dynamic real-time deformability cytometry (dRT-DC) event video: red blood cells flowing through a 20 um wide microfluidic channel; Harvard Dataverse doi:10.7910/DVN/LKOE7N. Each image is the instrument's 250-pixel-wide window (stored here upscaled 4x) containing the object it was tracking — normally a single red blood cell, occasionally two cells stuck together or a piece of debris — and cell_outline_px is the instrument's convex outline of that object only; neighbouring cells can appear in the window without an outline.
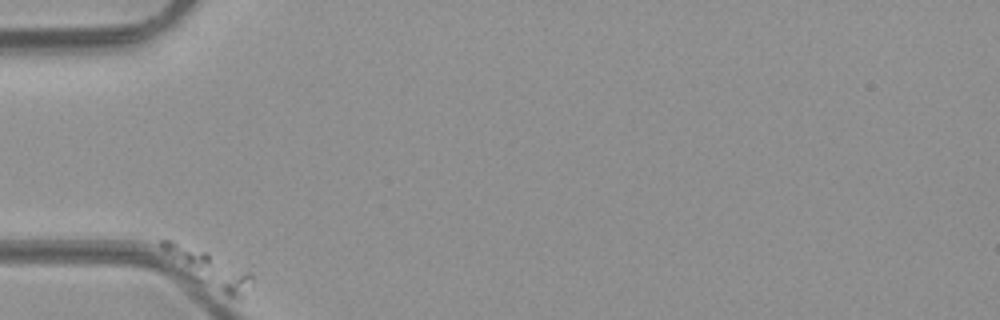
{"species": "common noctule bat (a hibernating species)", "species_latin": "Nyctalus noctula", "temperature_condition": "room temperature", "stored_images_in_passage": 39, "camera_frame_rate_fps": 3000, "um_per_image_px": 0.085, "animal": {"sex": "male", "body_mass_g": 23.1, "forearm_length_mm": 52.7}, "frame": {"image": 1, "passage_image": 1, "time_ms": 0.0, "image_size_px": [1000, 320], "cell_outline_px": [[256, 280], [240, 296], [228, 296], [192, 280], [160, 248], [160, 240], [172, 240], [208, 252], [252, 272]], "centroid_in_image_um": [17.77, 22.84], "position_along_channel_um": 67.2, "area_um2": 18.84}}
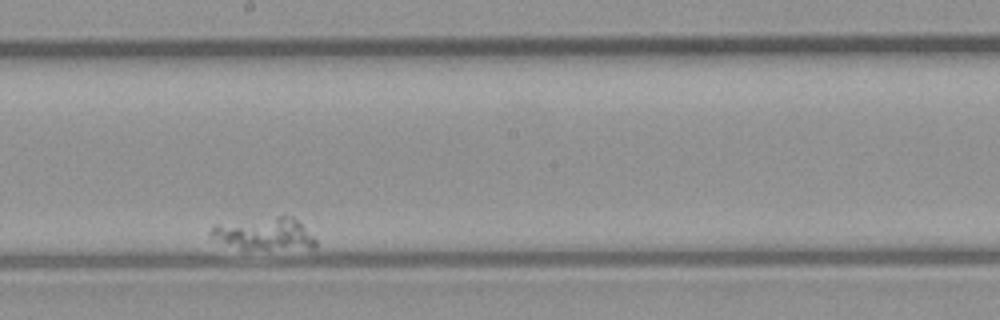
{"frame": {"image": 2, "passage_image": 23, "time_ms": 7.333, "image_size_px": [1000, 320], "cell_outline_px": [[316, 248], [240, 248], [212, 236], [208, 232], [216, 224], [284, 212], [292, 216], [316, 240]], "centroid_in_image_um": [22.52, 19.78], "position_along_channel_um": 225.7, "area_um2": 19.71}}
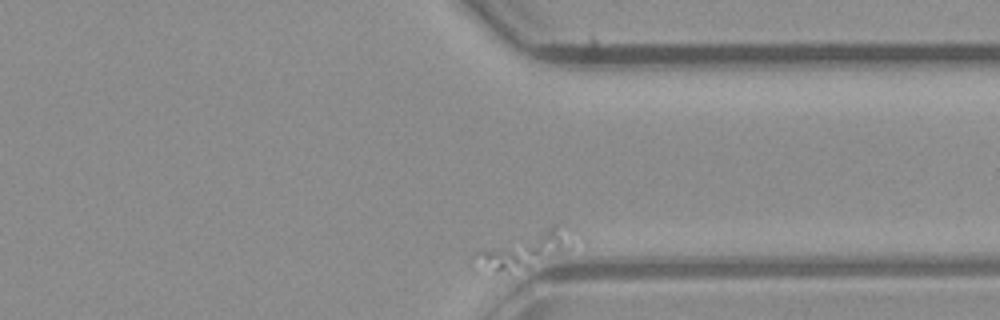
{"frame": {"image": 3, "passage_image": 39, "time_ms": 12.667, "image_size_px": [1000, 320], "cell_outline_px": [[560, 252], [508, 272], [496, 272], [468, 260], [476, 252], [544, 228], [556, 228], [560, 240]], "centroid_in_image_um": [44.14, 21.35], "position_along_channel_um": 367.3, "area_um2": 16.59}}